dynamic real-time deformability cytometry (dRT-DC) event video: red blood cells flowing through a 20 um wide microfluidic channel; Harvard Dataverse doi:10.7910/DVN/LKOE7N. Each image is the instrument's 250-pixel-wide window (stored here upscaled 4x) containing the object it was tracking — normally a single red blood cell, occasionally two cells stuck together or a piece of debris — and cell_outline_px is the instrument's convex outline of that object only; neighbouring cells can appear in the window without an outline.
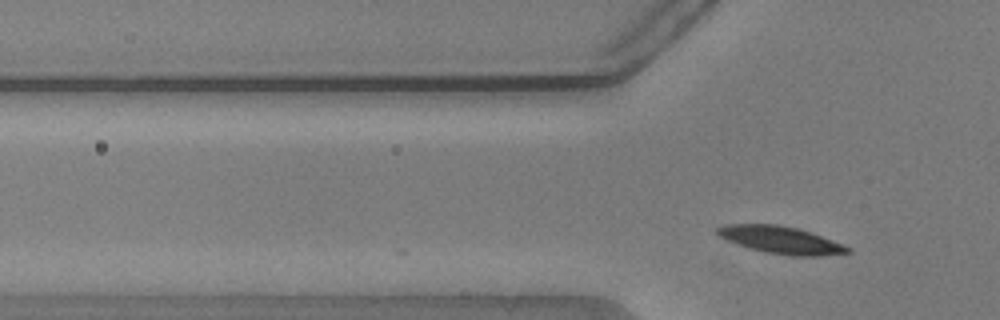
{"species": "common noctule bat (a hibernating species)", "species_latin": "Nyctalus noctula", "temperature_condition": "warm", "stored_images_in_passage": 2, "camera_frame_rate_fps": 3000, "um_per_image_px": 0.085, "animal": {"sex": "male", "body_mass_g": 20.5, "forearm_length_mm": 52.5}, "frame": {"image": 1, "passage_image": 2, "time_ms": 0.333, "image_size_px": [1000, 320], "cell_outline_px": [[852, 252], [820, 256], [792, 256], [764, 252], [728, 240], [720, 236], [716, 232], [716, 228], [724, 224], [776, 224], [796, 228], [812, 232], [852, 248]], "centroid_in_image_um": [66.41, 20.39], "position_along_channel_um": 59.4, "area_um2": 20.58}}